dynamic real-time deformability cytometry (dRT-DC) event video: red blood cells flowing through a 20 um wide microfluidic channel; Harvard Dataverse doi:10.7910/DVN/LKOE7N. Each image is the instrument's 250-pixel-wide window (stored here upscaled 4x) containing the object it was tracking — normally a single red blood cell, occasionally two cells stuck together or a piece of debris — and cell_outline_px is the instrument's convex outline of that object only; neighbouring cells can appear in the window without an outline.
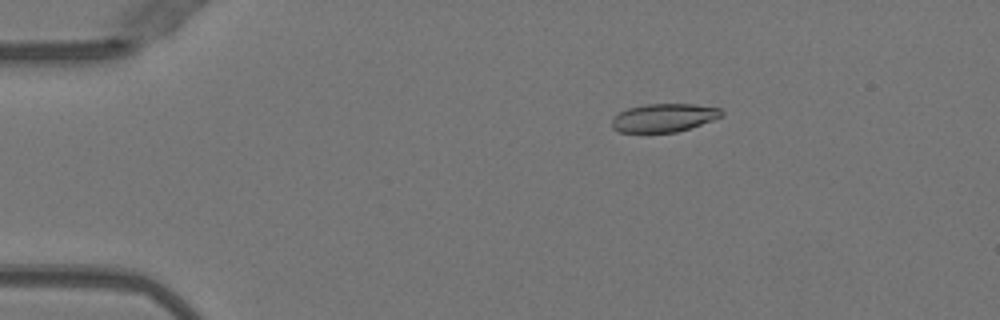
{"species": "Egyptian fruit bat (a non-hibernating species)", "species_latin": "Rousettus aegyptiacus", "temperature_condition": "warm", "stored_images_in_passage": 52, "camera_frame_rate_fps": 3000, "um_per_image_px": 0.085, "animal": {"sex": "female"}, "frame": {"image": 1, "passage_image": 10, "time_ms": 3.0, "image_size_px": [1000, 320], "cell_outline_px": [[724, 116], [676, 132], [620, 132], [612, 128], [612, 116], [628, 108], [644, 104], [696, 104], [720, 108], [724, 112]], "centroid_in_image_um": [56.42, 10.0], "position_along_channel_um": 28.6, "area_um2": 18.09}}
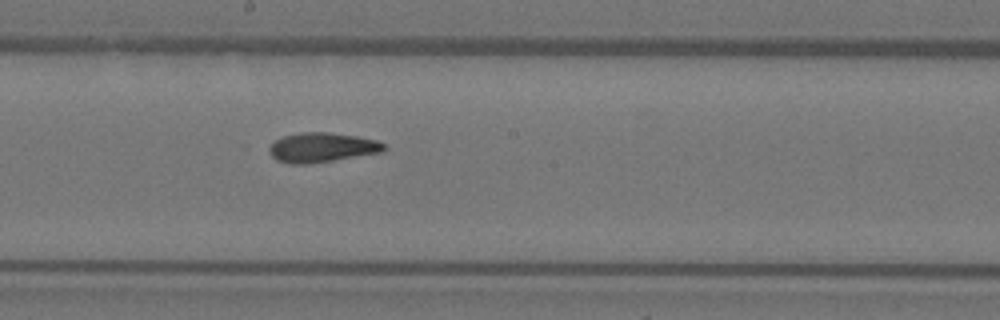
{"frame": {"image": 2, "passage_image": 29, "time_ms": 9.333, "image_size_px": [1000, 320], "cell_outline_px": [[388, 148], [380, 152], [308, 164], [288, 164], [276, 160], [272, 156], [268, 148], [276, 140], [284, 136], [300, 132], [328, 132], [356, 136], [376, 140], [384, 144]], "centroid_in_image_um": [27.34, 12.53], "position_along_channel_um": 220.9, "area_um2": 19.59}}
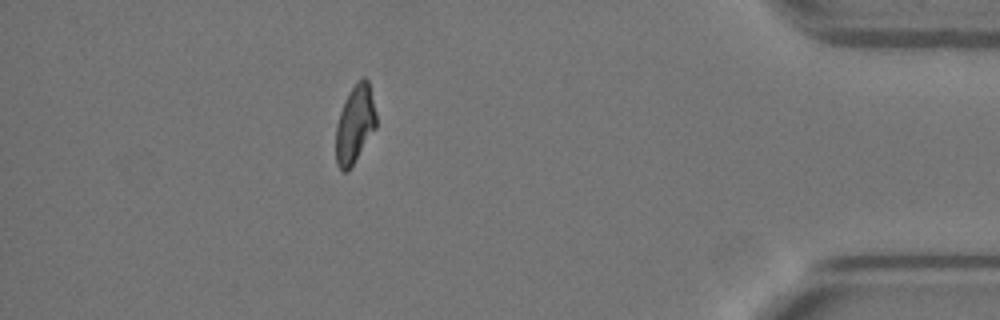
{"frame": {"image": 3, "passage_image": 46, "time_ms": 15.0, "image_size_px": [1000, 320], "cell_outline_px": [[376, 128], [348, 172], [344, 172], [336, 164], [336, 124], [344, 100], [356, 80], [364, 76], [368, 80], [376, 112]], "centroid_in_image_um": [30.16, 10.54], "position_along_channel_um": 405.0, "area_um2": 18.44}, "authors_computed_cell_mechanics": {"area_um2": 19.1607, "velocity_mm_per_s": 4.0332, "shape_relaxation_time_tau1_ms": 7.2543, "shape_relaxation_time_tau2_ms": 1.5893, "deformation_change_tau1": 0.2337, "deformation_change_tau2": 0.09}}